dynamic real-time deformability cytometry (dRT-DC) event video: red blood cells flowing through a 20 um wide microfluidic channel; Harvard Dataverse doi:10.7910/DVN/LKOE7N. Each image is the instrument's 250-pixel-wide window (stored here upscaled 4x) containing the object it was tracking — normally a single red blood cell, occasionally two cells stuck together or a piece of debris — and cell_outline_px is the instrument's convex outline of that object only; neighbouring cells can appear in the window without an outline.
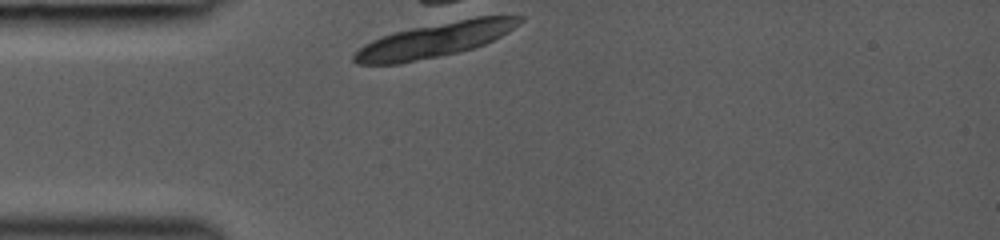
{"species": "common noctule bat (a hibernating species)", "species_latin": "Nyctalus noctula", "temperature_condition": "room temperature", "stored_images_in_passage": 15, "segment_of_instrument_passage": [1, 2], "camera_frame_rate_fps": 3000, "um_per_image_px": 0.085, "animal": {"sex": "female", "body_mass_g": 19.0, "forearm_length_mm": 53.3}, "frame": {"image": 1, "passage_image": 1, "time_ms": 0.0, "image_size_px": [1000, 240], "cell_outline_px": [[524, 20], [508, 32], [484, 44], [472, 48], [456, 52], [400, 64], [356, 64], [352, 60], [352, 56], [364, 44], [380, 36], [412, 28], [476, 16], [524, 16]], "centroid_in_image_um": [36.93, 3.39], "position_along_channel_um": 48.1, "area_um2": 32.89}}